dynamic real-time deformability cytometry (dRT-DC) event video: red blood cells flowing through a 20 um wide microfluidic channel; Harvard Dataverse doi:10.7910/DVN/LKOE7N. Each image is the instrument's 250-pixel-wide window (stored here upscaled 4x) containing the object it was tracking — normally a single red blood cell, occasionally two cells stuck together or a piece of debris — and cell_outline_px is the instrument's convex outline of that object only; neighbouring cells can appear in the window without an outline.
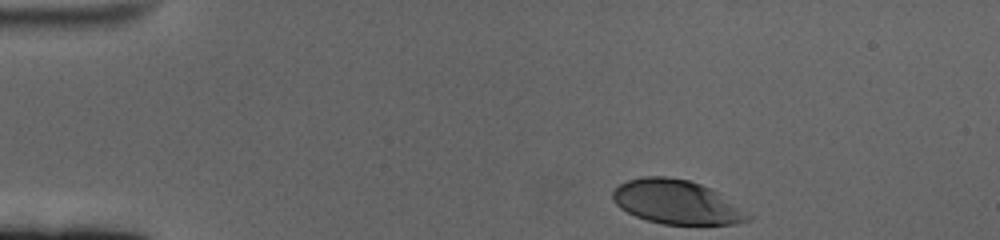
{"species": "human", "species_latin": "Homo sapiens", "temperature_condition": "cold", "stored_images_in_passage": 42, "camera_frame_rate_fps": 3000, "um_per_image_px": 0.085, "donor": {"sex": "female"}, "frame": {"image": 1, "passage_image": 1, "time_ms": 0.0, "image_size_px": [1000, 240], "cell_outline_px": [[756, 216], [752, 220], [736, 224], [664, 224], [648, 220], [636, 216], [620, 208], [612, 200], [612, 192], [620, 184], [628, 180], [644, 176], [668, 176], [688, 180], [712, 188]], "centroid_in_image_um": [57.58, 17.18], "position_along_channel_um": 27.4, "area_um2": 35.03}}
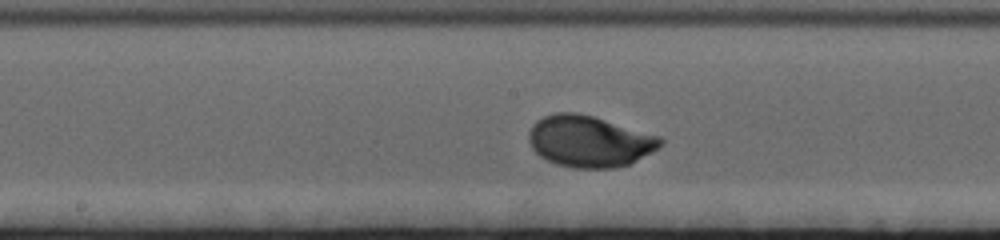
{"frame": {"image": 2, "passage_image": 23, "time_ms": 7.333, "image_size_px": [1000, 240], "cell_outline_px": [[664, 144], [660, 148], [628, 164], [612, 168], [576, 168], [556, 164], [540, 156], [532, 148], [528, 140], [528, 132], [532, 124], [536, 120], [544, 116], [556, 112], [576, 112], [592, 116], [660, 136], [664, 140]], "centroid_in_image_um": [50.08, 12.0], "position_along_channel_um": 198.1, "area_um2": 39.42}}
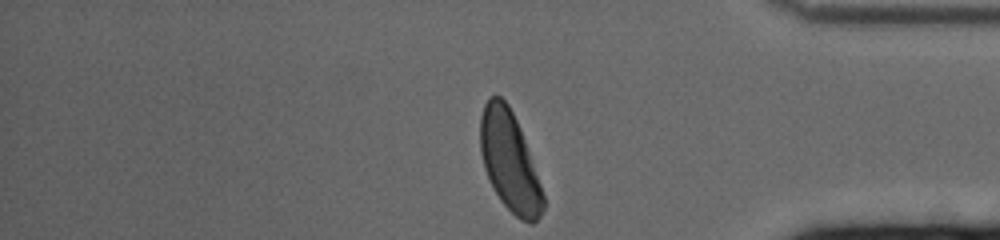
{"frame": {"image": 3, "passage_image": 42, "time_ms": 13.667, "image_size_px": [1000, 240], "cell_outline_px": [[544, 208], [540, 216], [532, 224], [520, 220], [500, 200], [484, 168], [480, 152], [480, 116], [484, 104], [492, 96], [500, 96], [508, 104], [520, 128], [540, 184], [544, 196]], "centroid_in_image_um": [43.3, 13.72], "position_along_channel_um": 391.9, "area_um2": 35.95}, "authors_computed_cell_mechanics": {"area_um2": 37.2232, "velocity_mm_per_s": 3.3517, "shape_relaxation_time_tau1_ms": 2.0807, "shape_relaxation_time_tau2_ms": null, "deformation_change_tau1": 0.1477, "deformation_change_tau2": null}}